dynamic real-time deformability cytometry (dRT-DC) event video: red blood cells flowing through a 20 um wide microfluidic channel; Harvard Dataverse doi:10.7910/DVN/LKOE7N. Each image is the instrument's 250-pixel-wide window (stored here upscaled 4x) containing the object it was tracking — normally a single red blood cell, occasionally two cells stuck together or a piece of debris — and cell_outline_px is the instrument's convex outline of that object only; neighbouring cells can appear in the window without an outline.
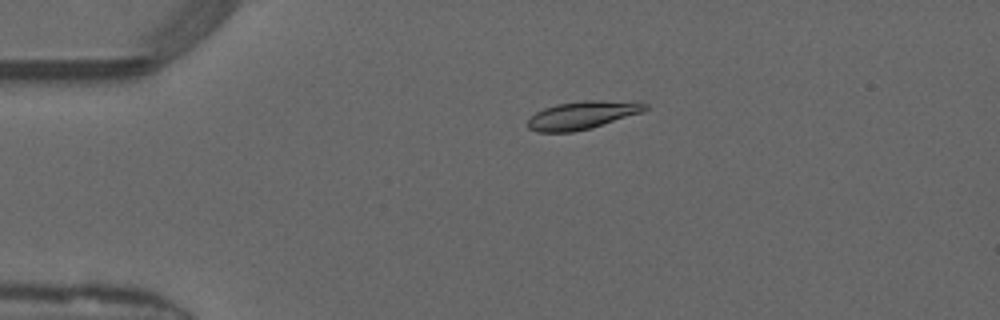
{"species": "common noctule bat (a hibernating species)", "species_latin": "Nyctalus noctula", "temperature_condition": "warm", "stored_images_in_passage": 39, "camera_frame_rate_fps": 3000, "um_per_image_px": 0.085, "animal": {"sex": "male", "forearm_length_mm": 52.5}, "frame": {"image": 1, "passage_image": 1, "time_ms": 0.0, "image_size_px": [1000, 320], "cell_outline_px": [[648, 108], [640, 112], [592, 128], [572, 132], [536, 132], [528, 128], [528, 120], [536, 112], [544, 108], [556, 104], [584, 100], [600, 100], [648, 104]], "centroid_in_image_um": [49.42, 9.8], "position_along_channel_um": 35.6, "area_um2": 18.79}}
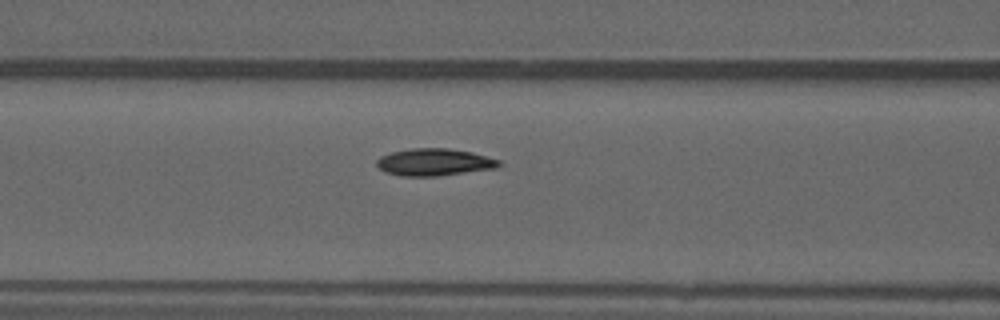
{"frame": {"image": 2, "passage_image": 11, "time_ms": 3.333, "image_size_px": [1000, 320], "cell_outline_px": [[500, 164], [496, 168], [436, 176], [400, 176], [384, 172], [376, 164], [376, 160], [380, 156], [392, 152], [412, 148], [448, 148], [472, 152], [500, 160]], "centroid_in_image_um": [36.88, 13.78], "position_along_channel_um": 129.7, "area_um2": 19.31}}
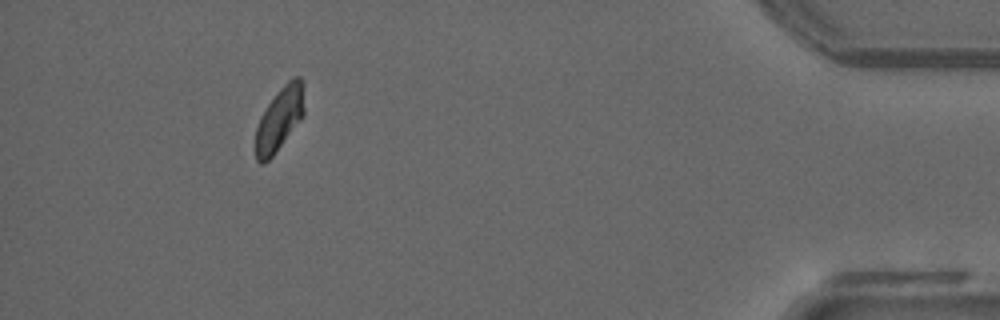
{"frame": {"image": 3, "passage_image": 36, "time_ms": 11.667, "image_size_px": [1000, 320], "cell_outline_px": [[304, 116], [272, 156], [264, 164], [260, 164], [256, 160], [256, 128], [260, 116], [268, 104], [280, 88], [292, 76], [300, 76], [304, 80]], "centroid_in_image_um": [23.79, 10.06], "position_along_channel_um": 411.4, "area_um2": 18.15}}